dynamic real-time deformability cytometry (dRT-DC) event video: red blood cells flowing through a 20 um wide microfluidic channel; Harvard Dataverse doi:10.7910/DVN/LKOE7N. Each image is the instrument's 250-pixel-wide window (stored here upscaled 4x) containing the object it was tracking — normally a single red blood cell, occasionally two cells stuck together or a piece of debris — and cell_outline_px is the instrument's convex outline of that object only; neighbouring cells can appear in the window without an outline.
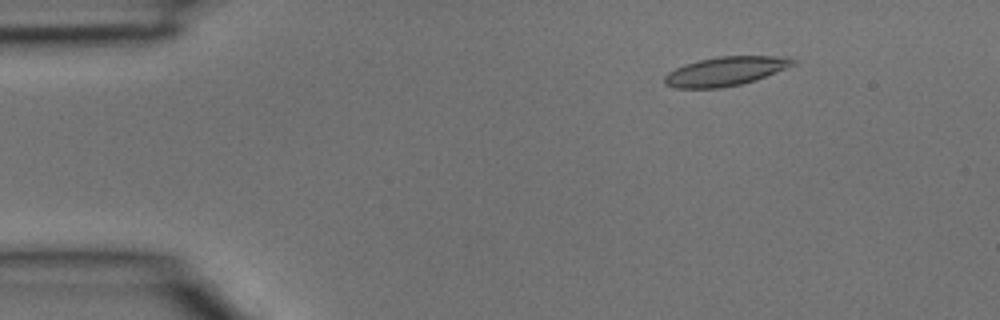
{"species": "common noctule bat (a hibernating species)", "species_latin": "Nyctalus noctula", "temperature_condition": "room temperature", "stored_images_in_passage": 40, "camera_frame_rate_fps": 3000, "um_per_image_px": 0.085, "animal": {"sex": "male", "body_mass_g": 15.6}, "frame": {"image": 1, "passage_image": 6, "time_ms": 1.667, "image_size_px": [1000, 320], "cell_outline_px": [[796, 64], [756, 80], [740, 84], [720, 88], [672, 88], [664, 84], [664, 76], [668, 72], [684, 64], [700, 60], [720, 56], [792, 56], [796, 60]], "centroid_in_image_um": [61.68, 6.05], "position_along_channel_um": 23.3, "area_um2": 21.85}}
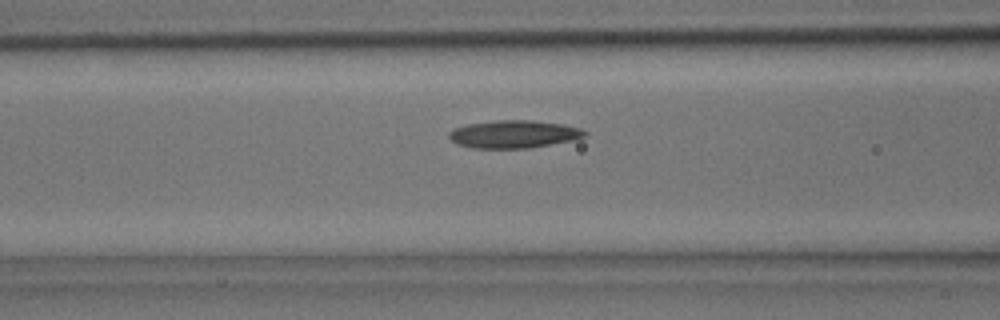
{"frame": {"image": 2, "passage_image": 16, "time_ms": 5.0, "image_size_px": [1000, 320], "cell_outline_px": [[588, 136], [572, 140], [528, 148], [472, 148], [456, 144], [448, 136], [448, 132], [456, 128], [468, 124], [496, 120], [532, 120], [564, 124], [580, 128], [588, 132]], "centroid_in_image_um": [43.69, 11.4], "position_along_channel_um": 122.9, "area_um2": 21.96}}
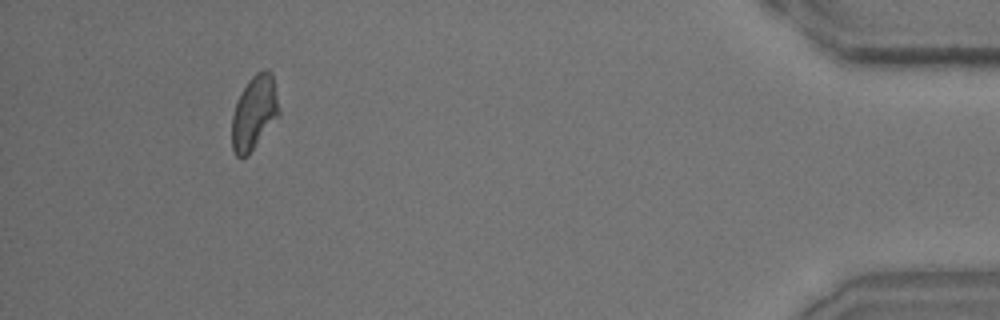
{"frame": {"image": 3, "passage_image": 37, "time_ms": 12.0, "image_size_px": [1000, 320], "cell_outline_px": [[280, 112], [248, 156], [236, 156], [232, 152], [232, 116], [236, 104], [248, 80], [256, 72], [268, 68], [272, 72]], "centroid_in_image_um": [21.6, 9.56], "position_along_channel_um": 413.6, "area_um2": 20.0}}